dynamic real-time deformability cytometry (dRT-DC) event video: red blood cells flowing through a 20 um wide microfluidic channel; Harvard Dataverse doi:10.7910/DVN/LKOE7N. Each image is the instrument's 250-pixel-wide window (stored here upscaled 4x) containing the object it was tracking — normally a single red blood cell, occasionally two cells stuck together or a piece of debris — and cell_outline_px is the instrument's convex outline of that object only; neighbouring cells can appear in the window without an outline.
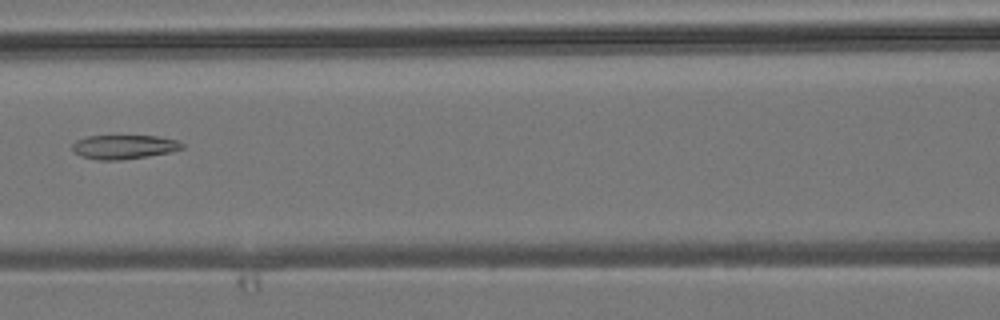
{"species": "common noctule bat (a hibernating species)", "species_latin": "Nyctalus noctula", "temperature_condition": "room temperature", "stored_images_in_passage": 6, "camera_frame_rate_fps": 3000, "um_per_image_px": 0.085, "animal": {"sex": "male", "body_mass_g": 19.2, "forearm_length_mm": 51.8}, "frame": {"image": 1, "passage_image": 6, "time_ms": 5.667, "image_size_px": [1000, 320], "cell_outline_px": [[184, 148], [168, 152], [148, 156], [120, 160], [100, 160], [80, 156], [72, 148], [72, 144], [76, 140], [88, 136], [156, 136], [176, 140], [184, 144]], "centroid_in_image_um": [10.53, 12.48], "position_along_channel_um": 156.1, "area_um2": 15.26}}